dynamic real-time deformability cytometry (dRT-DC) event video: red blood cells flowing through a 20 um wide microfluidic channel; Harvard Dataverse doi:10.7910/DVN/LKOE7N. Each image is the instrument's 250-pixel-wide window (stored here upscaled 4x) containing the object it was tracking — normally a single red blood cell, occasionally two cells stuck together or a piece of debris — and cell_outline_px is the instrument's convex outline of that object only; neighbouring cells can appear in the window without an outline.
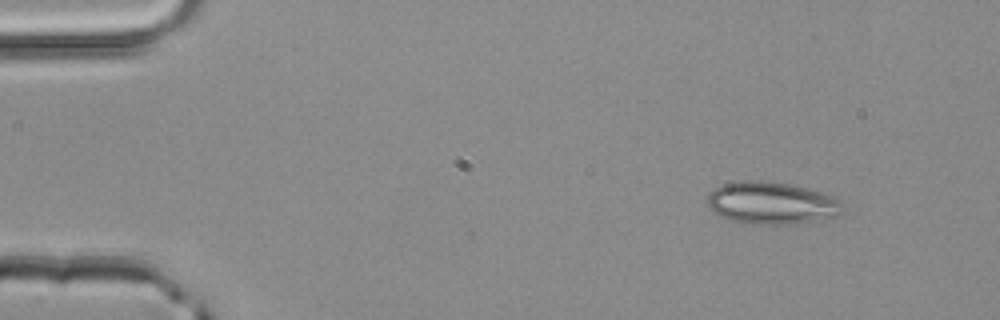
{"species": "common noctule bat (a hibernating species)", "species_latin": "Nyctalus noctula", "temperature_condition": "room temperature", "stored_images_in_passage": 3, "segment_of_instrument_passage": [1, 2], "camera_frame_rate_fps": 3000, "um_per_image_px": 0.085, "animal": {"sex": "male", "body_mass_g": 20.4}, "frame": {"image": 1, "passage_image": 1, "time_ms": 0.0, "image_size_px": [1000, 320], "cell_outline_px": [[840, 216], [796, 224], [744, 224], [728, 220], [712, 212], [708, 208], [708, 196], [716, 188], [724, 184], [744, 180], [764, 180], [788, 184], [824, 192], [840, 196]], "centroid_in_image_um": [65.61, 17.27], "position_along_channel_um": 19.4, "area_um2": 33.76}}